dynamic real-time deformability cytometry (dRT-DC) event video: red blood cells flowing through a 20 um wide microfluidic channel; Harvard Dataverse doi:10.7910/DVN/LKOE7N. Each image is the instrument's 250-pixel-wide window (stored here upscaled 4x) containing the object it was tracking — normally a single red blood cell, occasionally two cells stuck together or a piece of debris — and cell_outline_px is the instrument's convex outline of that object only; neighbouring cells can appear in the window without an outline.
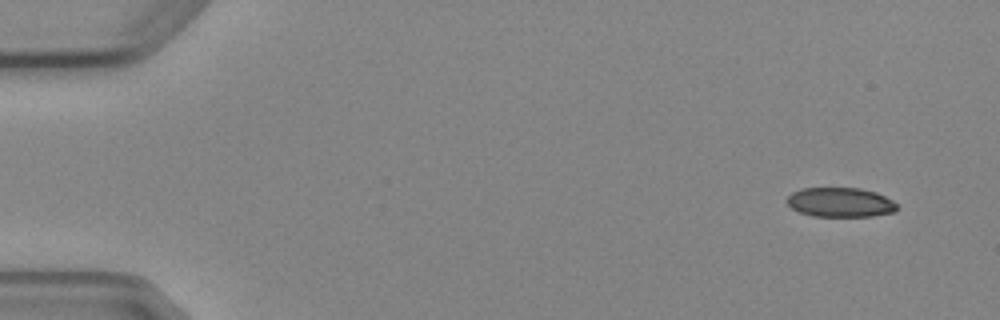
{"species": "Egyptian fruit bat (a non-hibernating species)", "species_latin": "Rousettus aegyptiacus", "temperature_condition": "cold", "stored_images_in_passage": 4, "camera_frame_rate_fps": 3000, "um_per_image_px": 0.085, "animal": {"sex": "female"}, "frame": {"image": 1, "passage_image": 1, "time_ms": 0.0, "image_size_px": [1000, 320], "cell_outline_px": [[896, 208], [892, 212], [872, 216], [812, 216], [800, 212], [792, 208], [788, 204], [788, 196], [792, 192], [800, 188], [860, 188], [876, 192], [892, 200], [896, 204]], "centroid_in_image_um": [71.4, 17.19], "position_along_channel_um": 13.6, "area_um2": 18.73}}
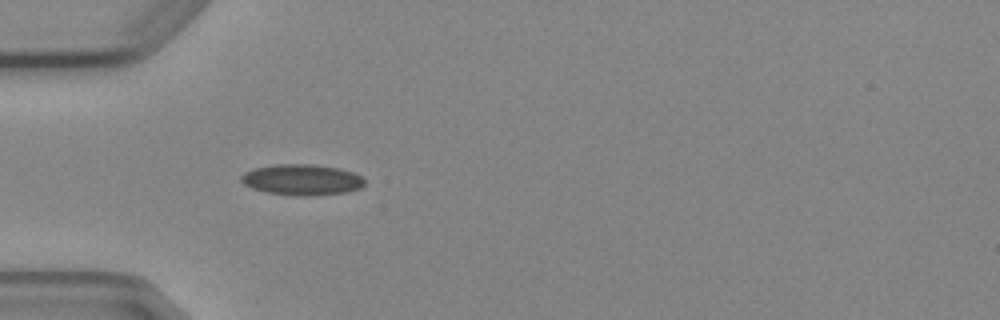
{"frame": {"image": 2, "passage_image": 4, "time_ms": 4.333, "image_size_px": [1000, 320], "cell_outline_px": [[364, 184], [360, 188], [344, 192], [312, 196], [296, 196], [268, 192], [252, 188], [244, 184], [240, 180], [240, 176], [244, 172], [256, 168], [276, 164], [308, 164], [336, 168], [352, 172], [360, 176], [364, 180]], "centroid_in_image_um": [25.63, 15.28], "position_along_channel_um": 59.4, "area_um2": 21.96}}